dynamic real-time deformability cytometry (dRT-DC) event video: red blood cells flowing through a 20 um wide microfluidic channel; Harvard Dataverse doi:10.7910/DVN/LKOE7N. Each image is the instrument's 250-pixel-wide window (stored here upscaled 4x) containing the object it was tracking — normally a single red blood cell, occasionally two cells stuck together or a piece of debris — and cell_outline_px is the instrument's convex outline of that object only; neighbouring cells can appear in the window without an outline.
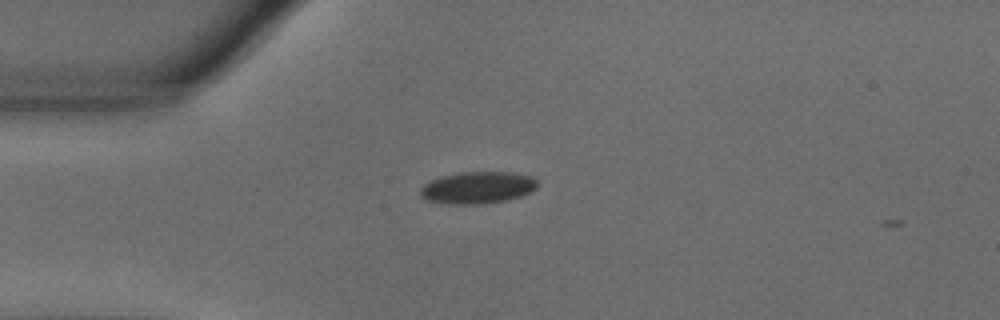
{"species": "common noctule bat (a hibernating species)", "species_latin": "Nyctalus noctula", "temperature_condition": "warm", "stored_images_in_passage": 6, "camera_frame_rate_fps": 3000, "um_per_image_px": 0.085, "animal": {"sex": "male", "body_mass_g": 18.8}, "frame": {"image": 1, "passage_image": 3, "time_ms": 0.667, "image_size_px": [1000, 320], "cell_outline_px": [[536, 188], [532, 192], [520, 196], [504, 200], [484, 204], [448, 204], [428, 200], [420, 196], [420, 188], [424, 184], [440, 176], [456, 172], [512, 172], [532, 176], [536, 180]], "centroid_in_image_um": [40.58, 15.94], "position_along_channel_um": 44.4, "area_um2": 21.91}}